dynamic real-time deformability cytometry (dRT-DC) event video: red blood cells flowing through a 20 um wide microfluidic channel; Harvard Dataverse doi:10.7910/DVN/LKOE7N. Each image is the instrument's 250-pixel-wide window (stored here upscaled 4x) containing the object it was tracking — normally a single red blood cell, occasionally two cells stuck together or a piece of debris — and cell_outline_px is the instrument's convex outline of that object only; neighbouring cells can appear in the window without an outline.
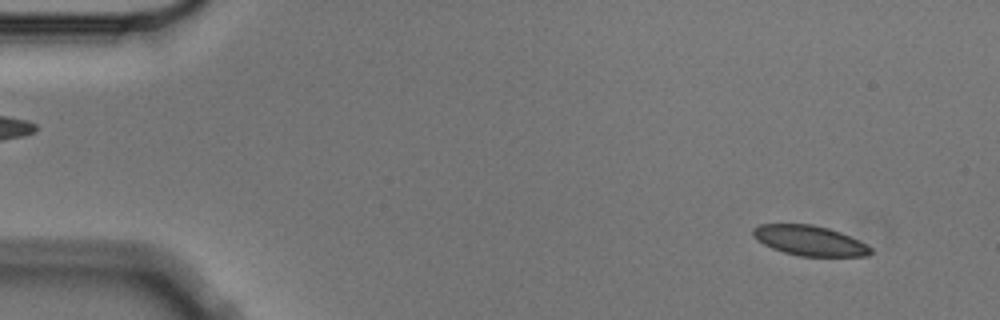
{"species": "Egyptian fruit bat (a non-hibernating species)", "species_latin": "Rousettus aegyptiacus", "temperature_condition": "cold", "stored_images_in_passage": 5, "camera_frame_rate_fps": 3000, "um_per_image_px": 0.085, "animal": {"sex": "male"}, "frame": {"image": 1, "passage_image": 1, "time_ms": 0.0, "image_size_px": [1000, 320], "cell_outline_px": [[872, 252], [868, 256], [800, 256], [784, 252], [772, 248], [756, 240], [752, 236], [752, 228], [760, 224], [812, 224], [828, 228], [840, 232], [872, 248]], "centroid_in_image_um": [68.76, 20.44], "position_along_channel_um": 16.2, "area_um2": 20.46}}
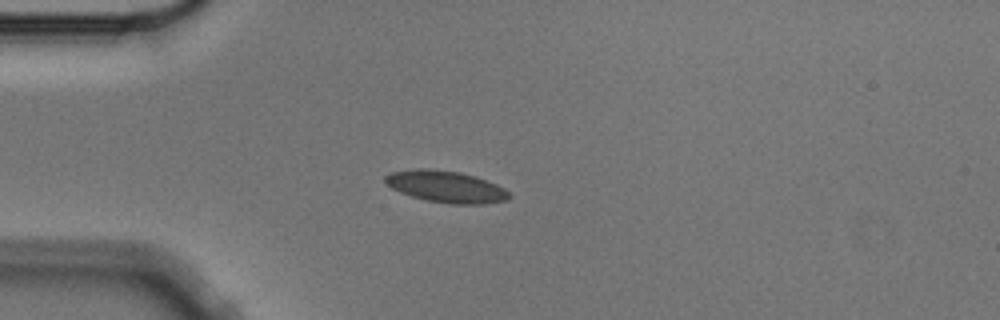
{"frame": {"image": 2, "passage_image": 3, "time_ms": 0.667, "image_size_px": [1000, 320], "cell_outline_px": [[512, 196], [508, 200], [484, 204], [452, 204], [428, 200], [412, 196], [400, 192], [392, 188], [384, 180], [384, 176], [392, 172], [416, 168], [428, 168], [460, 172], [476, 176], [496, 184], [504, 188]], "centroid_in_image_um": [37.93, 15.86], "position_along_channel_um": 47.1, "area_um2": 22.89}}
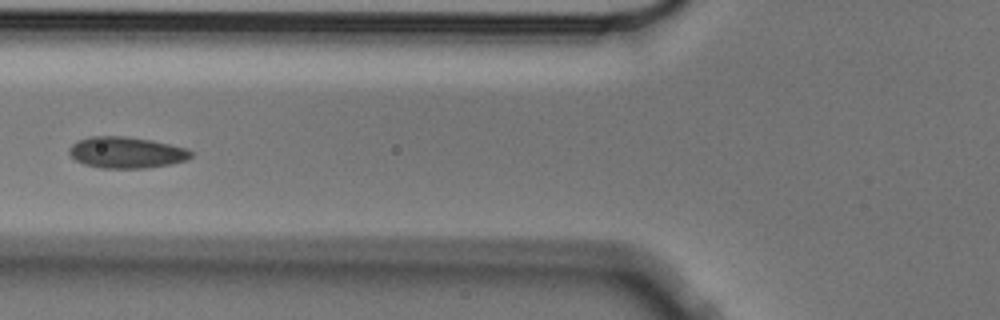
{"frame": {"image": 3, "passage_image": 5, "time_ms": 1.333, "image_size_px": [1000, 320], "cell_outline_px": [[192, 156], [188, 160], [168, 164], [144, 168], [100, 168], [84, 164], [76, 160], [68, 152], [68, 148], [72, 144], [80, 140], [92, 136], [128, 136], [152, 140], [188, 148], [192, 152]], "centroid_in_image_um": [10.75, 12.95], "position_along_channel_um": 115.0, "area_um2": 22.25}}